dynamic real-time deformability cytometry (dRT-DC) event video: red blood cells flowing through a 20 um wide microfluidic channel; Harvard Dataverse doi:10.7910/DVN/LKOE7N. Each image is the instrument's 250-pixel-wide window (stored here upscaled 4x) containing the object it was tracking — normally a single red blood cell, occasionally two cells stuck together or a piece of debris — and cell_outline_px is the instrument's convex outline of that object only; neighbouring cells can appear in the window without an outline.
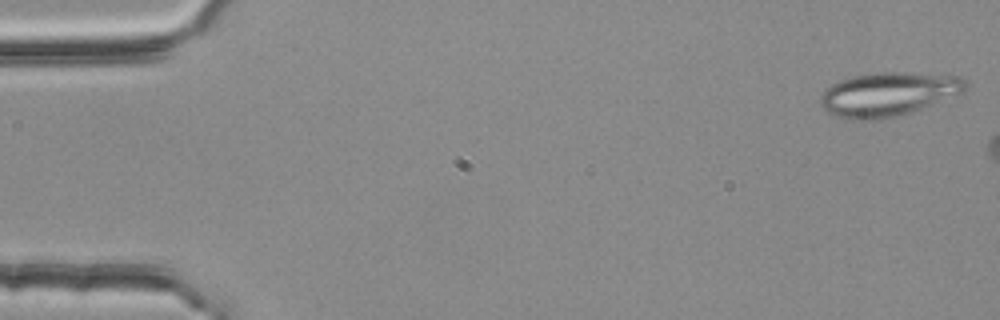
{"species": "common noctule bat (a hibernating species)", "species_latin": "Nyctalus noctula", "temperature_condition": "room temperature", "stored_images_in_passage": 8, "camera_frame_rate_fps": 3000, "um_per_image_px": 0.085, "animal": {"sex": "female", "body_mass_g": 25.1}, "frame": {"image": 1, "passage_image": 1, "time_ms": 0.0, "image_size_px": [1000, 320], "cell_outline_px": [[968, 84], [964, 92], [912, 112], [896, 116], [876, 120], [848, 120], [836, 116], [828, 112], [820, 104], [820, 96], [824, 88], [840, 80], [852, 76], [876, 72], [904, 72], [964, 76]], "centroid_in_image_um": [75.5, 8.0], "position_along_channel_um": 9.5, "area_um2": 37.51}}